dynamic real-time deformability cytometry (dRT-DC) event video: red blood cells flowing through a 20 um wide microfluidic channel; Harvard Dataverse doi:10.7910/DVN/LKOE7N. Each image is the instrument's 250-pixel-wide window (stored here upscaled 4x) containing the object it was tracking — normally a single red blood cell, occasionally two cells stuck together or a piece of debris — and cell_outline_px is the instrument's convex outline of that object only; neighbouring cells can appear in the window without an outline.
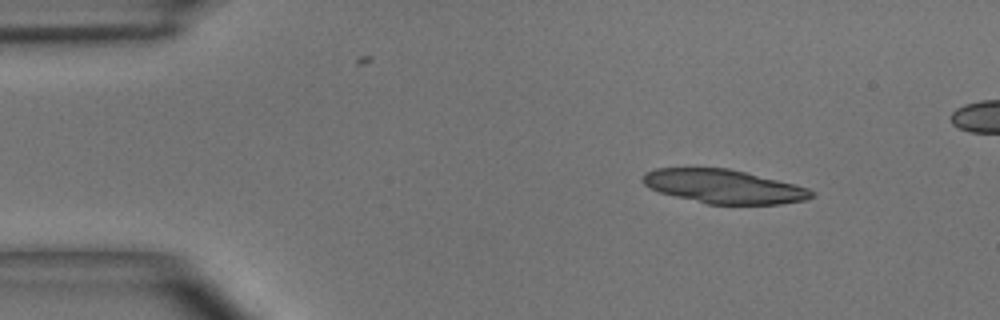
{"species": "common noctule bat (a hibernating species)", "species_latin": "Nyctalus noctula", "temperature_condition": "room temperature", "stored_images_in_passage": 42, "camera_frame_rate_fps": 3000, "um_per_image_px": 0.085, "animal": {"sex": "male", "body_mass_g": 15.6}, "frame": {"image": 1, "passage_image": 1, "time_ms": 0.0, "image_size_px": [1000, 320], "cell_outline_px": [[816, 196], [804, 200], [780, 204], [708, 204], [660, 192], [644, 184], [644, 172], [656, 168], [728, 168], [808, 188], [816, 192]], "centroid_in_image_um": [61.55, 15.85], "position_along_channel_um": 23.5, "area_um2": 32.71}, "authors_computed_cell_mechanics": {"area_um2": 18.6983, "velocity_mm_per_s": 3.9046, "shape_relaxation_time_tau1_ms": 4.9085, "shape_relaxation_time_tau2_ms": 4.4078, "deformation_change_tau1": 0.1747, "deformation_change_tau2": 0.1302}}